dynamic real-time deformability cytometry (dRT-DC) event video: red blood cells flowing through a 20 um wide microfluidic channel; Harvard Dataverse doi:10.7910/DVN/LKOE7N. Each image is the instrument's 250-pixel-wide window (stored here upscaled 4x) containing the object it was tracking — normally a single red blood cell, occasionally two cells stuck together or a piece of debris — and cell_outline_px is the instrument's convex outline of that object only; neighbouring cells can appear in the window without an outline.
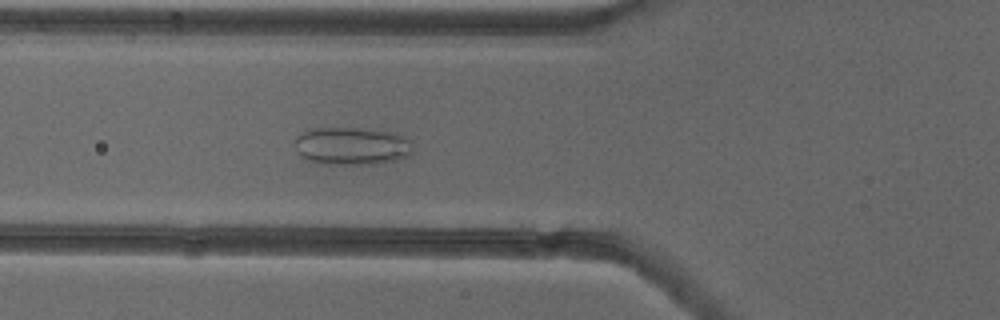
{"species": "common noctule bat (a hibernating species)", "species_latin": "Nyctalus noctula", "temperature_condition": "cold", "stored_images_in_passage": 42, "camera_frame_rate_fps": 3000, "um_per_image_px": 0.085, "animal": {"sex": "female"}, "frame": {"image": 1, "passage_image": 9, "time_ms": 2.667, "image_size_px": [1000, 320], "cell_outline_px": [[412, 152], [408, 156], [396, 160], [376, 164], [320, 164], [300, 156], [296, 148], [296, 136], [312, 128], [360, 128], [396, 132], [412, 140]], "centroid_in_image_um": [29.95, 12.41], "position_along_channel_um": 95.9, "area_um2": 26.24}}
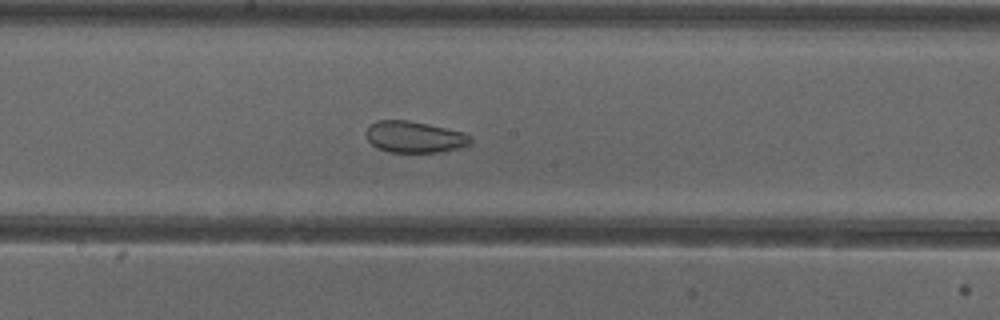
{"frame": {"image": 2, "passage_image": 18, "time_ms": 5.667, "image_size_px": [1000, 320], "cell_outline_px": [[472, 144], [440, 152], [388, 152], [376, 148], [368, 140], [368, 128], [376, 120], [408, 120], [428, 124], [464, 132], [472, 136]], "centroid_in_image_um": [35.27, 11.64], "position_along_channel_um": 212.9, "area_um2": 19.07}}
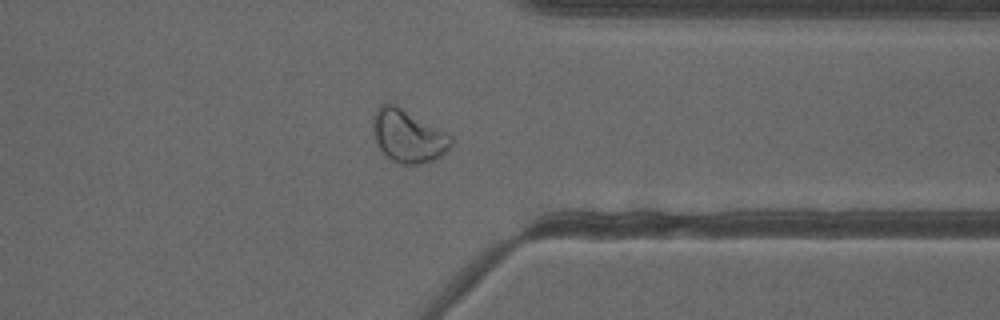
{"frame": {"image": 3, "passage_image": 31, "time_ms": 10.0, "image_size_px": [1000, 320], "cell_outline_px": [[452, 144], [440, 156], [432, 160], [420, 164], [400, 164], [392, 160], [380, 148], [372, 132], [372, 116], [376, 108], [380, 104], [392, 104], [400, 108], [452, 136]], "centroid_in_image_um": [34.64, 11.57], "position_along_channel_um": 376.8, "area_um2": 23.41}, "authors_computed_cell_mechanics": {"area_um2": 23.9292, "velocity_mm_per_s": 3.878, "shape_relaxation_time_tau1_ms": null, "shape_relaxation_time_tau2_ms": 1.7078, "deformation_change_tau1": null, "deformation_change_tau2": 0.0638}}